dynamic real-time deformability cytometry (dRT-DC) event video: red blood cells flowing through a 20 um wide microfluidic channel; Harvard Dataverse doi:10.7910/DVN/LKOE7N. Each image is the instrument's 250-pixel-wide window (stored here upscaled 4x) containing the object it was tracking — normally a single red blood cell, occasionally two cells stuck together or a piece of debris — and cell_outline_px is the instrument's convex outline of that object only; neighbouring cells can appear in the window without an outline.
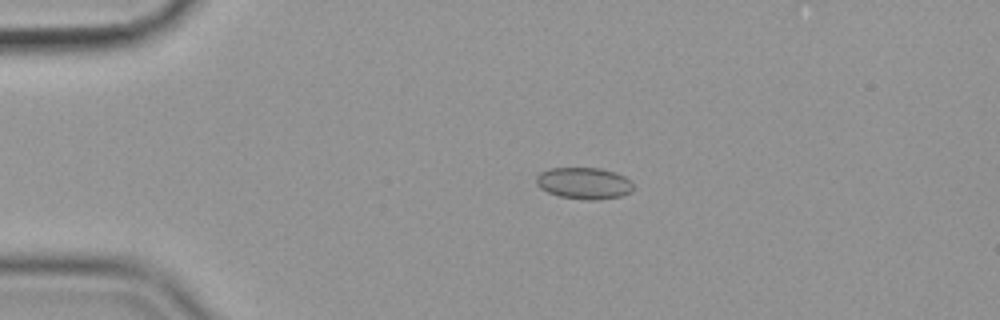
{"species": "common noctule bat (a hibernating species)", "species_latin": "Nyctalus noctula", "temperature_condition": "cold", "stored_images_in_passage": 57, "camera_frame_rate_fps": 3000, "um_per_image_px": 0.085, "animal": {"sex": "female", "body_mass_g": 19.9}, "frame": {"image": 1, "passage_image": 13, "time_ms": 4.0, "image_size_px": [1000, 320], "cell_outline_px": [[632, 192], [620, 196], [596, 200], [584, 200], [560, 196], [548, 192], [540, 188], [536, 184], [536, 176], [540, 172], [548, 168], [600, 168], [616, 172], [632, 180]], "centroid_in_image_um": [49.64, 15.57], "position_along_channel_um": 35.4, "area_um2": 18.03}}
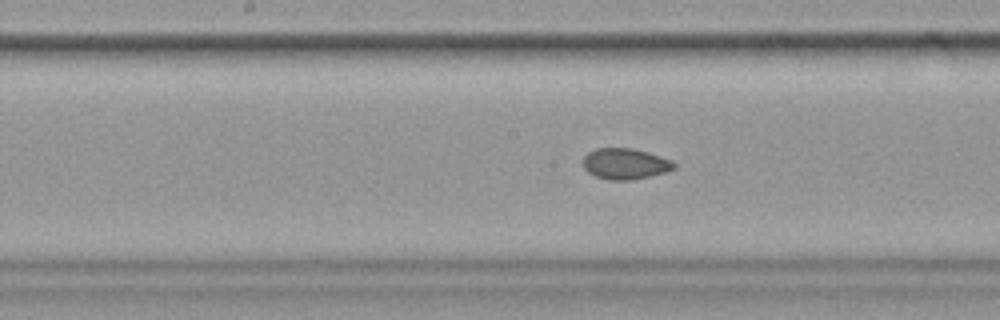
{"frame": {"image": 2, "passage_image": 30, "time_ms": 9.667, "image_size_px": [1000, 320], "cell_outline_px": [[676, 168], [664, 172], [632, 180], [608, 180], [596, 176], [588, 172], [584, 168], [584, 156], [588, 152], [596, 148], [632, 148], [660, 156], [672, 160], [676, 164]], "centroid_in_image_um": [53.14, 13.92], "position_along_channel_um": 195.1, "area_um2": 16.3}}
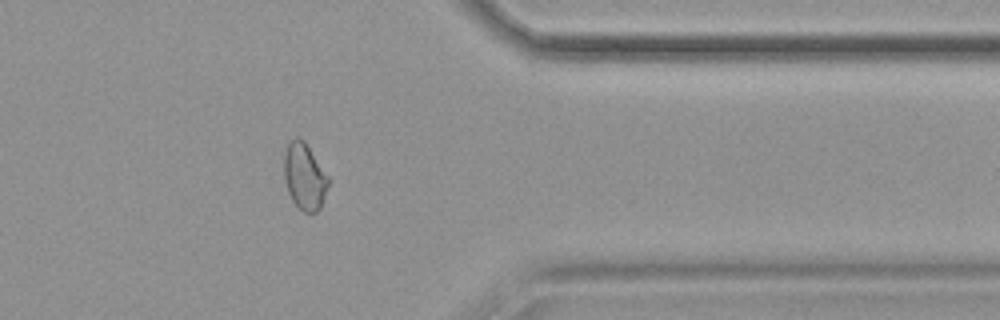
{"frame": {"image": 3, "passage_image": 47, "time_ms": 15.333, "image_size_px": [1000, 320], "cell_outline_px": [[328, 184], [320, 208], [316, 212], [304, 212], [292, 200], [288, 192], [284, 180], [284, 152], [288, 144], [296, 136], [300, 136], [304, 140], [328, 176]], "centroid_in_image_um": [25.86, 14.97], "position_along_channel_um": 385.5, "area_um2": 16.99}, "authors_computed_cell_mechanics": {"area_um2": 16.9932, "velocity_mm_per_s": 3.5668, "shape_relaxation_time_tau1_ms": null, "shape_relaxation_time_tau2_ms": 1.8936, "deformation_change_tau1": null, "deformation_change_tau2": 0.0465}}